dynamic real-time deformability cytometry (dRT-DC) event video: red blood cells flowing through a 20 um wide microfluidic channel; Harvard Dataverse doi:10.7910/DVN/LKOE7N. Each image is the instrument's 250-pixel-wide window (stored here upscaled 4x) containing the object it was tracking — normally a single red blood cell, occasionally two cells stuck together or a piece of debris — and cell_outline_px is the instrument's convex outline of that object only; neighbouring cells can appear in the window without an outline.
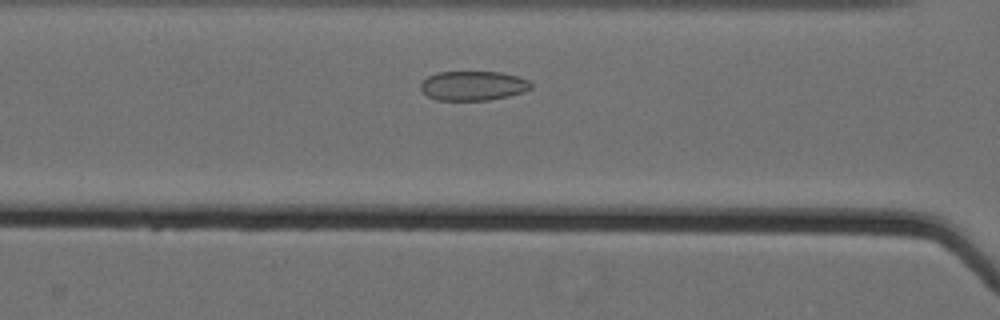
{"species": "Egyptian fruit bat (a non-hibernating species)", "species_latin": "Rousettus aegyptiacus", "temperature_condition": "cold", "stored_images_in_passage": 36, "camera_frame_rate_fps": 3000, "um_per_image_px": 0.085, "animal": {"sex": "female"}, "frame": {"image": 1, "passage_image": 11, "time_ms": 3.333, "image_size_px": [1000, 320], "cell_outline_px": [[532, 88], [524, 92], [508, 96], [488, 100], [436, 100], [428, 96], [420, 88], [420, 84], [428, 76], [440, 72], [500, 72], [516, 76], [528, 80], [532, 84]], "centroid_in_image_um": [40.22, 7.29], "position_along_channel_um": 126.4, "area_um2": 18.84}}
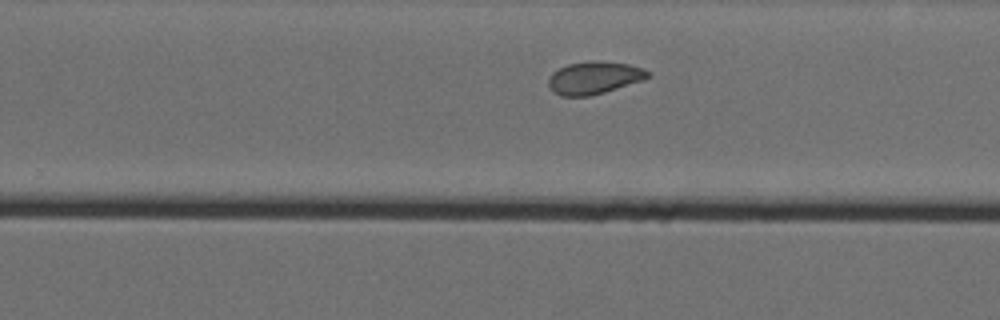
{"frame": {"image": 2, "passage_image": 24, "time_ms": 7.667, "image_size_px": [1000, 320], "cell_outline_px": [[652, 76], [644, 80], [604, 92], [588, 96], [560, 96], [552, 92], [548, 84], [548, 76], [552, 72], [568, 64], [588, 60], [592, 60], [628, 64], [644, 68]], "centroid_in_image_um": [50.48, 6.61], "position_along_channel_um": 279.3, "area_um2": 19.02}}
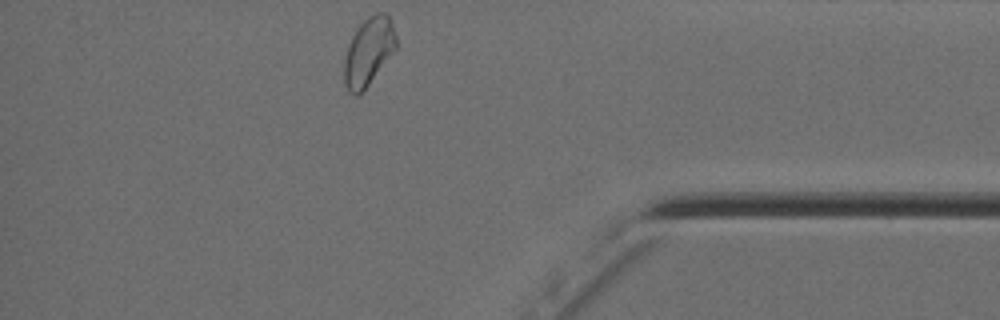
{"frame": {"image": 3, "passage_image": 36, "time_ms": 11.667, "image_size_px": [1000, 320], "cell_outline_px": [[396, 48], [364, 92], [360, 96], [356, 96], [348, 92], [344, 84], [344, 60], [352, 36], [356, 28], [368, 16], [376, 12], [384, 12], [388, 16], [392, 24], [396, 36]], "centroid_in_image_um": [31.31, 4.43], "position_along_channel_um": 403.9, "area_um2": 20.69}, "authors_computed_cell_mechanics": {"area_um2": 19.1896, "velocity_mm_per_s": 3.5421, "shape_relaxation_time_tau1_ms": 5.545, "shape_relaxation_time_tau2_ms": 1.9739, "deformation_change_tau1": 0.0903, "deformation_change_tau2": 0.0558}}